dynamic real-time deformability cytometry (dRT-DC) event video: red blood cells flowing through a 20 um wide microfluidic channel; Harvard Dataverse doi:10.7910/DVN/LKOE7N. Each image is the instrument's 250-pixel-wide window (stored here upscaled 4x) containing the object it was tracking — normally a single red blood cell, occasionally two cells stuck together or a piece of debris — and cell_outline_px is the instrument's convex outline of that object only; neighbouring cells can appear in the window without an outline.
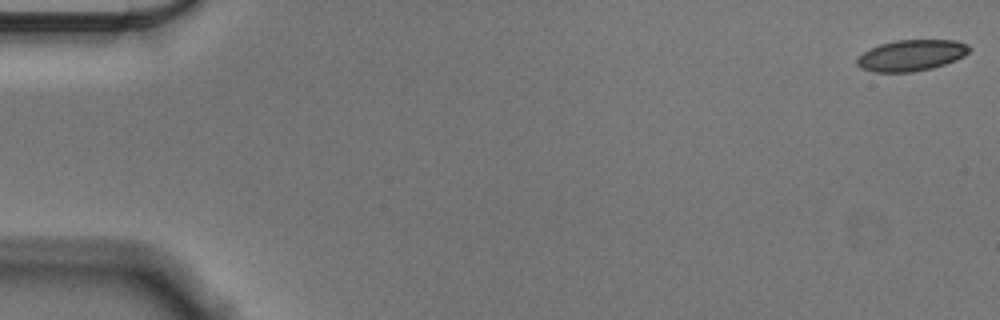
{"species": "Egyptian fruit bat (a non-hibernating species)", "species_latin": "Rousettus aegyptiacus", "temperature_condition": "cold", "stored_images_in_passage": 57, "camera_frame_rate_fps": 3000, "um_per_image_px": 0.085, "animal": {"sex": "male"}, "frame": {"image": 1, "passage_image": 1, "time_ms": 0.0, "image_size_px": [1000, 320], "cell_outline_px": [[972, 48], [964, 56], [956, 60], [932, 68], [912, 72], [872, 72], [860, 68], [856, 64], [856, 60], [864, 52], [880, 44], [896, 40], [956, 40], [968, 44]], "centroid_in_image_um": [77.48, 4.71], "position_along_channel_um": 7.5, "area_um2": 20.4}}
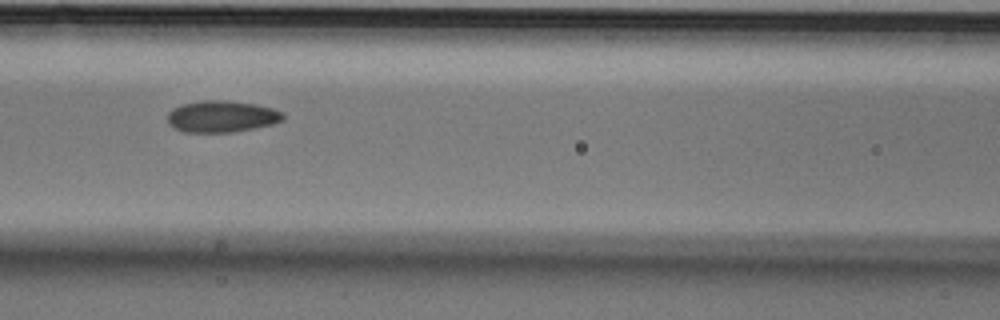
{"frame": {"image": 2, "passage_image": 25, "time_ms": 8.0, "image_size_px": [1000, 320], "cell_outline_px": [[284, 120], [272, 124], [232, 132], [184, 132], [172, 128], [168, 124], [168, 112], [172, 108], [180, 104], [204, 100], [224, 100], [256, 104], [272, 108], [284, 112]], "centroid_in_image_um": [18.82, 9.89], "position_along_channel_um": 147.8, "area_um2": 21.44}}
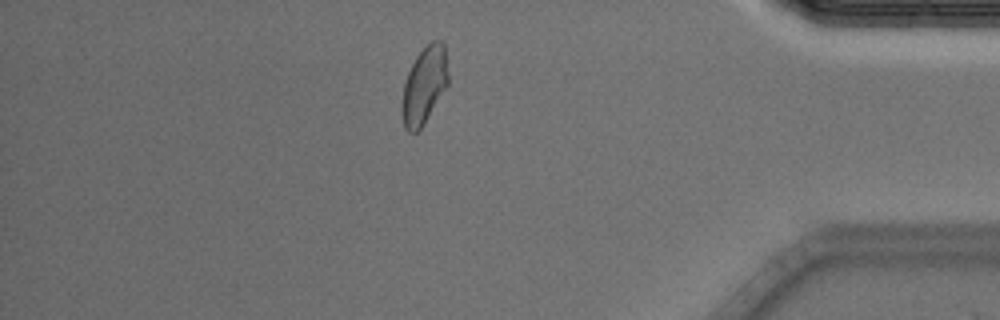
{"frame": {"image": 3, "passage_image": 49, "time_ms": 16.0, "image_size_px": [1000, 320], "cell_outline_px": [[448, 84], [424, 124], [416, 132], [408, 132], [404, 128], [400, 108], [400, 104], [404, 84], [408, 72], [416, 56], [432, 40], [440, 40], [444, 44], [448, 72]], "centroid_in_image_um": [36.04, 7.28], "position_along_channel_um": 399.2, "area_um2": 20.81}, "authors_computed_cell_mechanics": {"area_um2": 21.0392, "velocity_mm_per_s": 3.5549, "shape_relaxation_time_tau1_ms": 4.783, "shape_relaxation_time_tau2_ms": 1.7655, "deformation_change_tau1": 0.0982, "deformation_change_tau2": 0.0662}}